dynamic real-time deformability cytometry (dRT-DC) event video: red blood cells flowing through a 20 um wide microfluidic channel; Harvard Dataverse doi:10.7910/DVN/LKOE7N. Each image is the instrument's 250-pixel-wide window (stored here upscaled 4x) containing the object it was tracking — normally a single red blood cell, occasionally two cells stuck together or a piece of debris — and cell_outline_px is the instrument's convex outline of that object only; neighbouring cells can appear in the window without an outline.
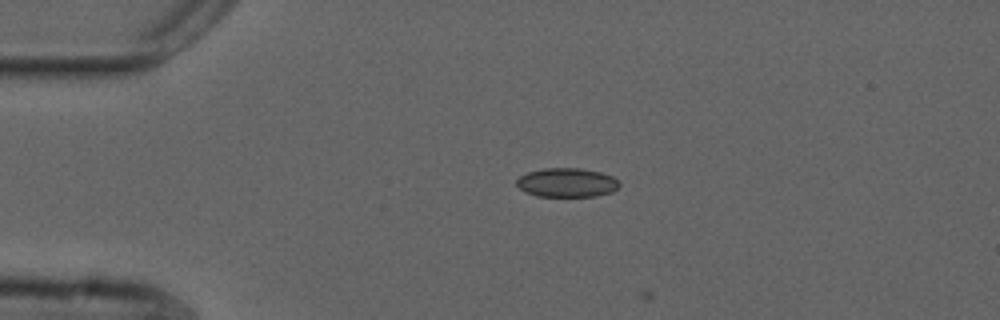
{"species": "common noctule bat (a hibernating species)", "species_latin": "Nyctalus noctula", "temperature_condition": "cold", "stored_images_in_passage": 2, "camera_frame_rate_fps": 3000, "um_per_image_px": 0.085, "animal": {"sex": "male", "forearm_length_mm": 52.5}, "frame": {"image": 1, "passage_image": 1, "time_ms": 0.0, "image_size_px": [1000, 320], "cell_outline_px": [[620, 184], [612, 192], [596, 196], [536, 196], [524, 192], [516, 184], [516, 180], [520, 176], [528, 172], [544, 168], [580, 168], [600, 172], [612, 176]], "centroid_in_image_um": [48.16, 15.52], "position_along_channel_um": 36.8, "area_um2": 17.34}}